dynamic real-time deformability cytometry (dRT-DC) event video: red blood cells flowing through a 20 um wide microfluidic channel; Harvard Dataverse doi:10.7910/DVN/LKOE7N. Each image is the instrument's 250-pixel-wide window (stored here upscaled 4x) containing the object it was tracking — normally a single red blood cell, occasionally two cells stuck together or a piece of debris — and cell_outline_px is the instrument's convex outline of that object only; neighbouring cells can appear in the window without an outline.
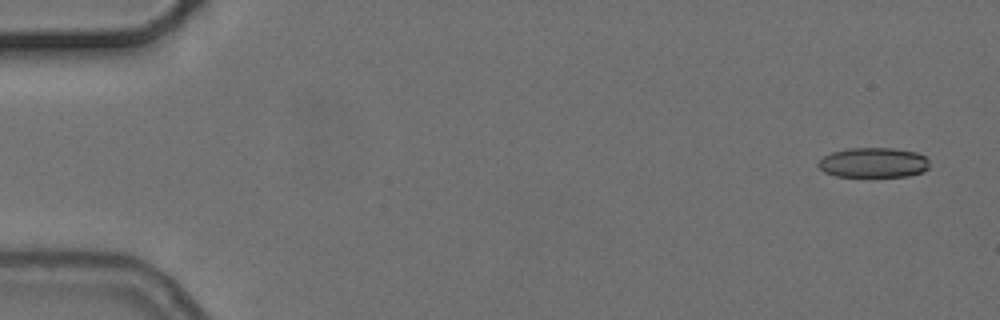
{"species": "common noctule bat (a hibernating species)", "species_latin": "Nyctalus noctula", "temperature_condition": "cold", "stored_images_in_passage": 4, "camera_frame_rate_fps": 3000, "um_per_image_px": 0.085, "animal": {"sex": "female", "body_mass_g": 24.6, "forearm_length_mm": 56.2}, "frame": {"image": 1, "passage_image": 1, "time_ms": 0.0, "image_size_px": [1000, 320], "cell_outline_px": [[928, 168], [924, 172], [908, 176], [836, 176], [824, 172], [816, 164], [824, 156], [832, 152], [848, 148], [892, 148], [916, 152], [924, 156], [928, 160]], "centroid_in_image_um": [74.24, 13.82], "position_along_channel_um": 10.8, "area_um2": 19.36}}
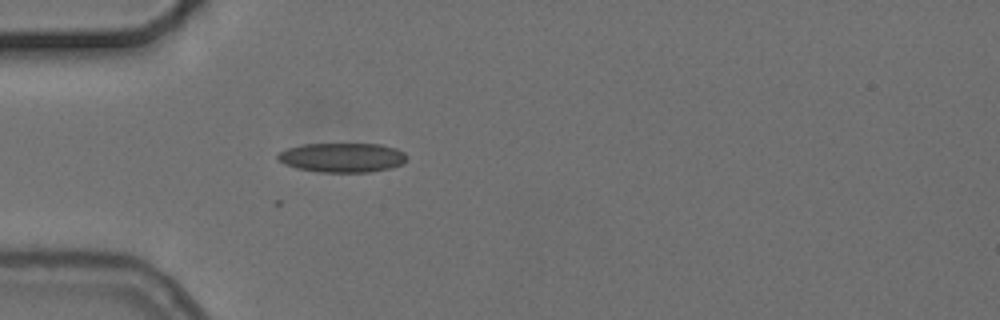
{"frame": {"image": 2, "passage_image": 4, "time_ms": 4.667, "image_size_px": [1000, 320], "cell_outline_px": [[408, 156], [404, 164], [392, 168], [368, 172], [320, 172], [296, 168], [284, 164], [276, 160], [276, 156], [280, 152], [288, 148], [304, 144], [380, 144], [396, 148], [404, 152]], "centroid_in_image_um": [29.11, 13.39], "position_along_channel_um": 55.9, "area_um2": 22.31}}